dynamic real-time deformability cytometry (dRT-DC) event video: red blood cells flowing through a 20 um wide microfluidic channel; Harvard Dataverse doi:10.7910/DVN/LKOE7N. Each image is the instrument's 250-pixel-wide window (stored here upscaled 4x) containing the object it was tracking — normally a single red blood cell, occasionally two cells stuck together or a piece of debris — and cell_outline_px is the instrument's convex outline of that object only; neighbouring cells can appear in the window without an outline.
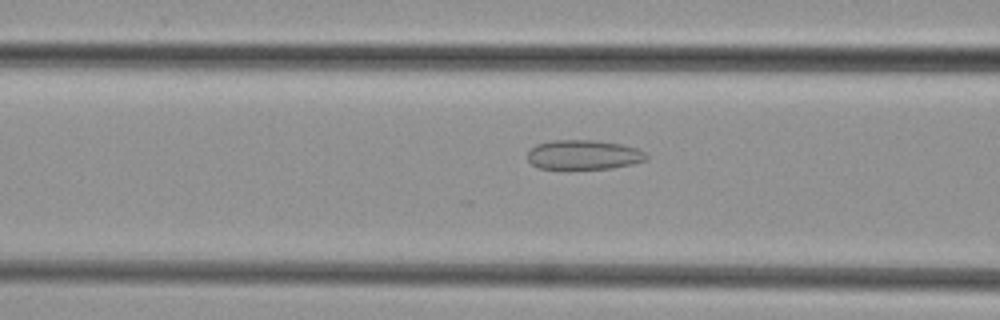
{"species": "common noctule bat (a hibernating species)", "species_latin": "Nyctalus noctula", "temperature_condition": "cold", "stored_images_in_passage": 43, "camera_frame_rate_fps": 3000, "um_per_image_px": 0.085, "animal": {"sex": "female", "body_mass_g": 29.2, "forearm_length_mm": 56.3}, "frame": {"image": 1, "passage_image": 18, "time_ms": 5.667, "image_size_px": [1000, 320], "cell_outline_px": [[648, 160], [632, 164], [612, 168], [540, 168], [532, 164], [528, 160], [528, 152], [536, 144], [552, 140], [592, 140], [620, 144], [636, 148], [644, 152], [648, 156]], "centroid_in_image_um": [49.62, 13.15], "position_along_channel_um": 117.0, "area_um2": 20.23}}
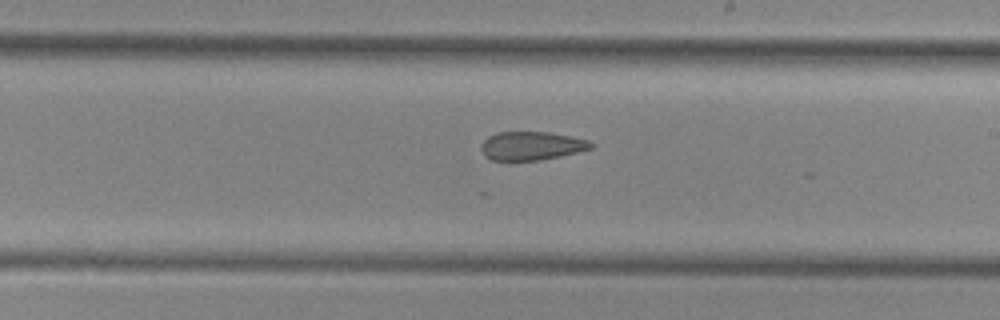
{"frame": {"image": 2, "passage_image": 27, "time_ms": 8.667, "image_size_px": [1000, 320], "cell_outline_px": [[596, 144], [592, 148], [560, 156], [540, 160], [492, 160], [484, 156], [480, 148], [480, 144], [488, 136], [496, 132], [548, 132], [588, 140]], "centroid_in_image_um": [45.14, 12.39], "position_along_channel_um": 243.9, "area_um2": 18.26}}
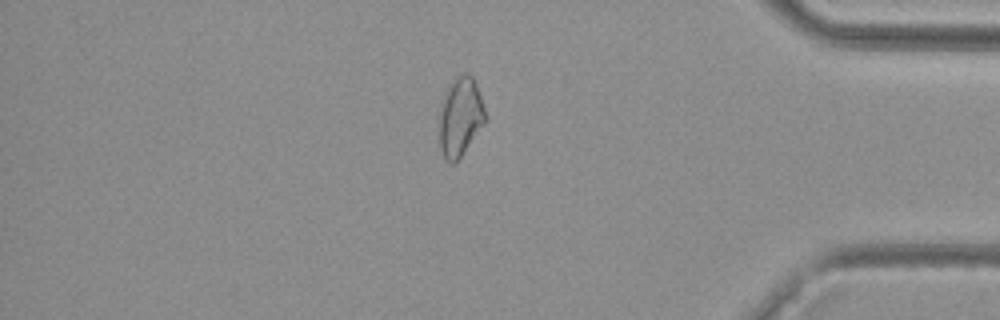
{"frame": {"image": 3, "passage_image": 40, "time_ms": 13.0, "image_size_px": [1000, 320], "cell_outline_px": [[484, 124], [460, 156], [452, 164], [444, 160], [440, 148], [440, 108], [444, 92], [452, 80], [460, 72], [468, 72], [472, 76], [476, 84], [484, 108]], "centroid_in_image_um": [39.09, 9.88], "position_along_channel_um": 396.1, "area_um2": 20.92}}